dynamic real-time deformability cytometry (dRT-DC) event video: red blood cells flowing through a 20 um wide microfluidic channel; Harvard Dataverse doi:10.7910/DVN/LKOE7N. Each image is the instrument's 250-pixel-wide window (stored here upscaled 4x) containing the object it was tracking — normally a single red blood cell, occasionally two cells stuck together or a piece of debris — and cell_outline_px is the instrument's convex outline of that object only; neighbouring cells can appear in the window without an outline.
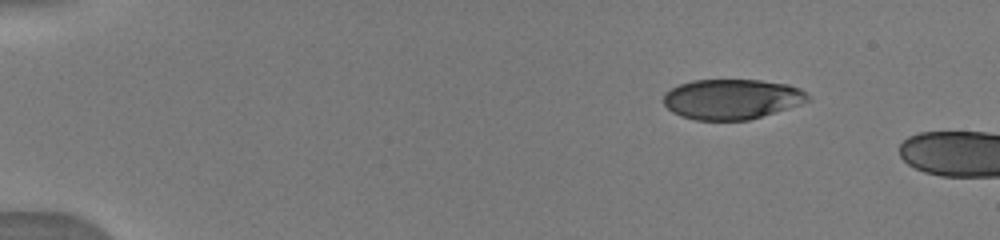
{"species": "human", "species_latin": "Homo sapiens", "temperature_condition": "warm", "stored_images_in_passage": 18, "camera_frame_rate_fps": 3000, "um_per_image_px": 0.085, "donor": {"sex": "male"}, "frame": {"image": 1, "passage_image": 1, "time_ms": 0.0, "image_size_px": [1000, 240], "cell_outline_px": [[808, 100], [800, 104], [776, 112], [748, 120], [696, 120], [680, 116], [672, 112], [664, 104], [664, 92], [680, 84], [692, 80], [760, 80], [788, 84], [800, 88], [808, 96]], "centroid_in_image_um": [62.18, 8.42], "position_along_channel_um": 22.8, "area_um2": 33.7}}
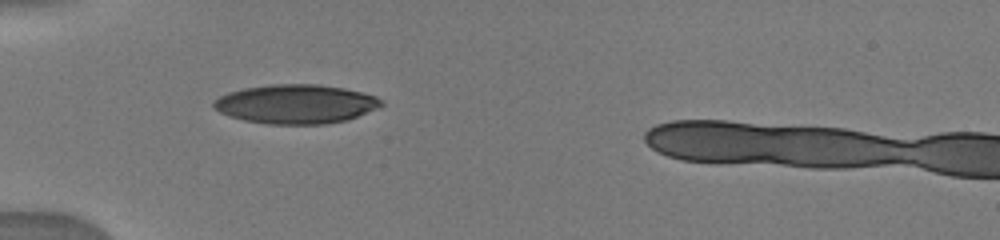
{"frame": {"image": 2, "passage_image": 11, "time_ms": 3.333, "image_size_px": [1000, 240], "cell_outline_px": [[384, 104], [376, 108], [348, 120], [324, 124], [268, 124], [244, 120], [228, 116], [212, 108], [212, 100], [228, 92], [244, 88], [268, 84], [320, 84], [344, 88], [376, 96], [384, 100]], "centroid_in_image_um": [25.12, 8.84], "position_along_channel_um": 59.9, "area_um2": 38.44}}
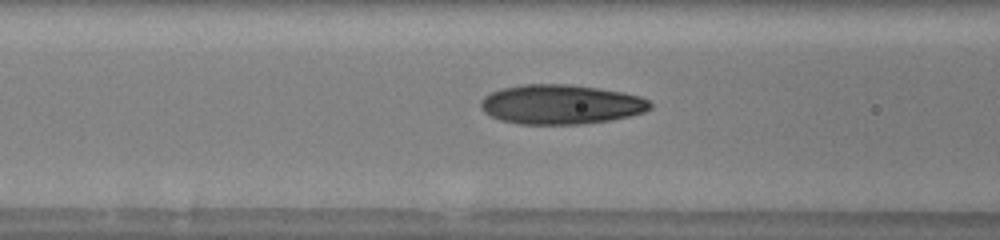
{"frame": {"image": 3, "passage_image": 16, "time_ms": 5.0, "image_size_px": [1000, 240], "cell_outline_px": [[652, 108], [644, 112], [628, 116], [608, 120], [580, 124], [520, 124], [500, 120], [484, 112], [480, 108], [480, 100], [484, 96], [500, 88], [524, 84], [572, 84], [600, 88], [624, 92], [640, 96], [648, 100], [652, 104]], "centroid_in_image_um": [47.66, 8.86], "position_along_channel_um": 118.9, "area_um2": 39.25}}